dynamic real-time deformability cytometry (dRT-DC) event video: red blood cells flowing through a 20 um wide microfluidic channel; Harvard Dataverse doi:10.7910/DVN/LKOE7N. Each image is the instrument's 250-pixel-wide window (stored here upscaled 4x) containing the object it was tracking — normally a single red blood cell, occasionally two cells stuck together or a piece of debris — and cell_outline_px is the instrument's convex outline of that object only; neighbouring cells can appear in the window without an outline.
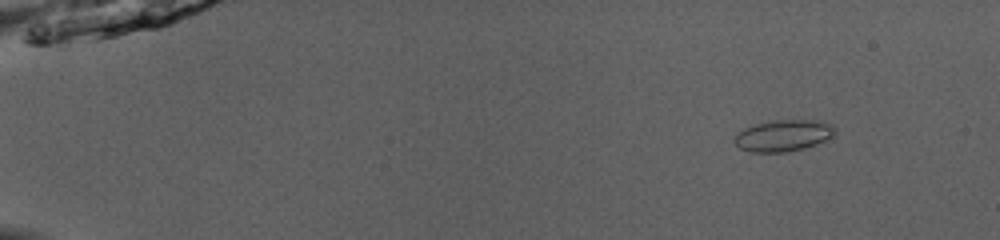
{"species": "common noctule bat (a hibernating species)", "species_latin": "Nyctalus noctula", "temperature_condition": "room temperature", "stored_images_in_passage": 45, "camera_frame_rate_fps": 3000, "um_per_image_px": 0.085, "animal": {"sex": "male", "body_mass_g": 13.0, "forearm_length_mm": 53.1}, "frame": {"image": 1, "passage_image": 1, "time_ms": 0.0, "image_size_px": [1000, 240], "cell_outline_px": [[836, 136], [816, 144], [804, 148], [788, 152], [752, 152], [740, 148], [732, 140], [736, 132], [744, 128], [756, 124], [772, 120], [816, 120], [832, 124], [836, 128]], "centroid_in_image_um": [66.6, 11.52], "position_along_channel_um": 18.4, "area_um2": 18.73}}
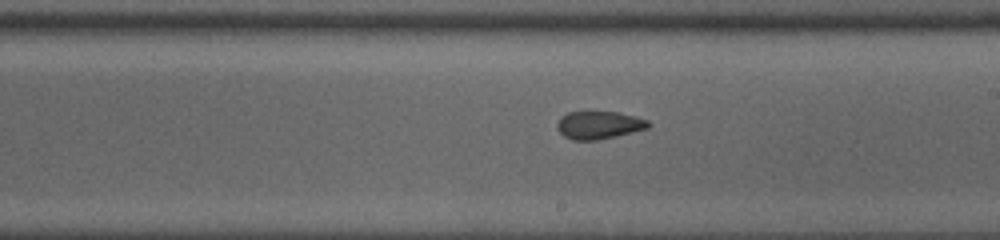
{"frame": {"image": 2, "passage_image": 26, "time_ms": 8.333, "image_size_px": [1000, 240], "cell_outline_px": [[652, 124], [648, 128], [616, 136], [596, 140], [572, 140], [564, 136], [556, 128], [556, 124], [560, 116], [568, 112], [616, 112], [648, 120]], "centroid_in_image_um": [50.88, 10.63], "position_along_channel_um": 238.1, "area_um2": 14.74}}
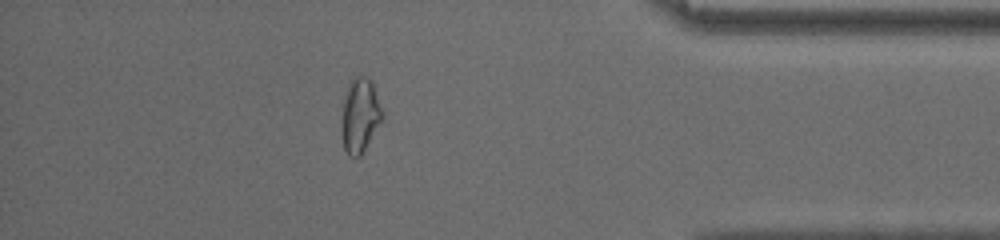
{"frame": {"image": 3, "passage_image": 40, "time_ms": 13.0, "image_size_px": [1000, 240], "cell_outline_px": [[384, 120], [360, 156], [348, 156], [344, 148], [340, 128], [340, 124], [344, 96], [348, 84], [356, 76], [368, 76], [372, 84], [384, 112]], "centroid_in_image_um": [30.6, 9.83], "position_along_channel_um": 404.6, "area_um2": 18.03}, "authors_computed_cell_mechanics": {"area_um2": 16.4152, "velocity_mm_per_s": 4.1035, "shape_relaxation_time_tau1_ms": null, "shape_relaxation_time_tau2_ms": 1.6535, "deformation_change_tau1": null, "deformation_change_tau2": 0.0671}}